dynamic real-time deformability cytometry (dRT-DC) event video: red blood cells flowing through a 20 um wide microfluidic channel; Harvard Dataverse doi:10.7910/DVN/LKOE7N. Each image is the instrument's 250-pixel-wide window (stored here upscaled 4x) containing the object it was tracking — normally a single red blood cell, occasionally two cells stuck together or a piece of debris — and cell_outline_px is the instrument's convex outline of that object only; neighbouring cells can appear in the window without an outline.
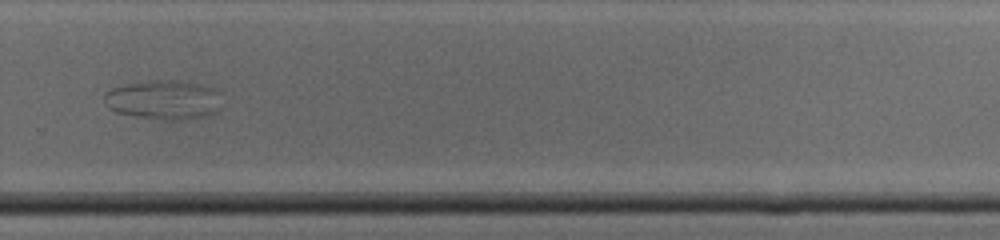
{"species": "common noctule bat (a hibernating species)", "species_latin": "Nyctalus noctula", "temperature_condition": "cold", "stored_images_in_passage": 46, "segment_of_instrument_passage": [2, 2], "camera_frame_rate_fps": 3000, "um_per_image_px": 0.085, "animal": {"sex": "male", "body_mass_g": 19.0, "forearm_length_mm": 50.8}, "frame": {"image": 1, "passage_image": 30, "time_ms": 9.667, "image_size_px": [1000, 240], "cell_outline_px": [[220, 108], [204, 116], [180, 120], [164, 120], [136, 116], [116, 112], [108, 108], [104, 100], [104, 96], [112, 88], [132, 84], [160, 80], [176, 80], [200, 84], [212, 88], [220, 92]], "centroid_in_image_um": [13.93, 8.49], "position_along_channel_um": 315.9, "area_um2": 26.53}}